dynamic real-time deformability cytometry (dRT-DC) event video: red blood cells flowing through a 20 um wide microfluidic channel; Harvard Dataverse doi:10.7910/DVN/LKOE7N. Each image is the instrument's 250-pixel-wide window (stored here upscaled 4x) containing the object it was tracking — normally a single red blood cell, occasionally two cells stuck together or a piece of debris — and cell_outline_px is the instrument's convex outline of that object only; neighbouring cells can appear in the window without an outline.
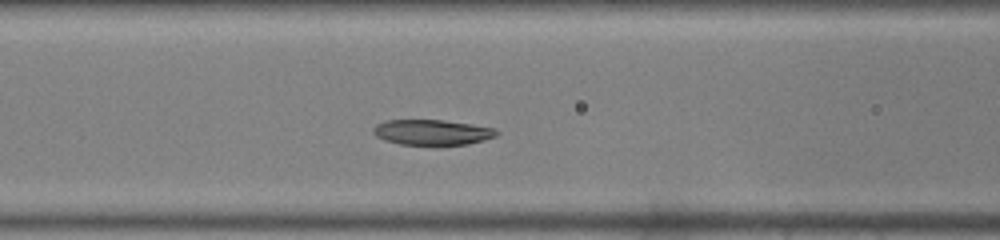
{"species": "common noctule bat (a hibernating species)", "species_latin": "Nyctalus noctula", "temperature_condition": "warm", "stored_images_in_passage": 37, "camera_frame_rate_fps": 3000, "um_per_image_px": 0.085, "animal": {"sex": "male", "body_mass_g": 19.0, "forearm_length_mm": 50.8}, "frame": {"image": 1, "passage_image": 11, "time_ms": 3.333, "image_size_px": [1000, 240], "cell_outline_px": [[500, 132], [496, 136], [484, 140], [468, 144], [400, 144], [384, 140], [376, 136], [372, 132], [372, 128], [376, 124], [384, 120], [444, 120], [472, 124], [496, 128]], "centroid_in_image_um": [36.73, 11.23], "position_along_channel_um": 129.9, "area_um2": 18.26}}
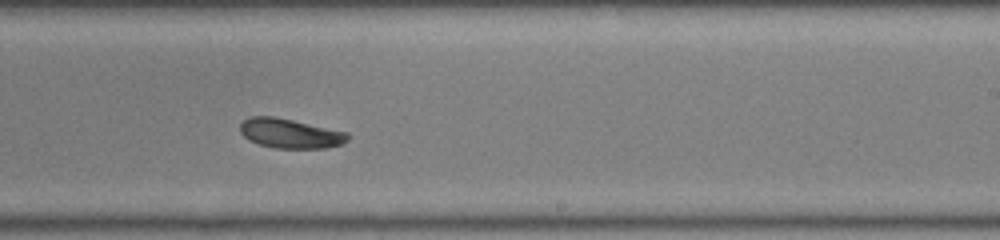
{"frame": {"image": 2, "passage_image": 20, "time_ms": 6.333, "image_size_px": [1000, 240], "cell_outline_px": [[348, 140], [344, 144], [324, 148], [276, 148], [260, 144], [248, 140], [240, 132], [240, 124], [248, 116], [272, 116], [292, 120], [348, 132]], "centroid_in_image_um": [24.66, 11.34], "position_along_channel_um": 264.3, "area_um2": 18.5}}
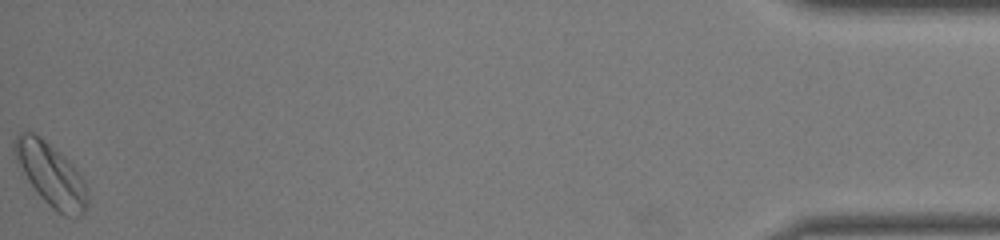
{"frame": {"image": 3, "passage_image": 37, "time_ms": 12.0, "image_size_px": [1000, 240], "cell_outline_px": [[88, 208], [80, 216], [72, 220], [64, 216], [52, 208], [40, 196], [28, 180], [16, 160], [12, 152], [12, 140], [20, 132], [32, 132], [40, 136], [64, 156], [76, 168], [84, 180], [88, 192]], "centroid_in_image_um": [4.35, 14.86], "position_along_channel_um": 430.8, "area_um2": 27.05}}